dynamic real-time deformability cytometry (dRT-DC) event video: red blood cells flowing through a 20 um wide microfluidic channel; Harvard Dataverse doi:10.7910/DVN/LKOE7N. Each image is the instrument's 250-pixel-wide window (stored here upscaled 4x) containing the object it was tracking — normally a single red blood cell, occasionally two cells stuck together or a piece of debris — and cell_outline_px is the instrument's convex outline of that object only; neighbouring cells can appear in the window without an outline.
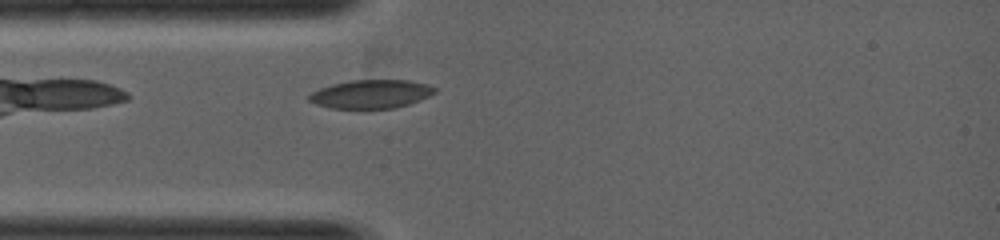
{"species": "common noctule bat (a hibernating species)", "species_latin": "Nyctalus noctula", "temperature_condition": "warm", "stored_images_in_passage": 26, "camera_frame_rate_fps": 5000, "um_per_image_px": 0.085, "animal": {"sex": "female", "body_mass_g": 19.0, "forearm_length_mm": 53.3}, "frame": {"image": 1, "passage_image": 3, "time_ms": 0.4, "image_size_px": [1000, 240], "cell_outline_px": [[440, 88], [436, 92], [428, 96], [408, 104], [396, 108], [332, 108], [316, 104], [308, 100], [308, 96], [312, 92], [320, 88], [332, 84], [348, 80], [408, 80], [428, 84]], "centroid_in_image_um": [31.56, 7.98], "position_along_channel_um": 53.4, "area_um2": 20.92}}
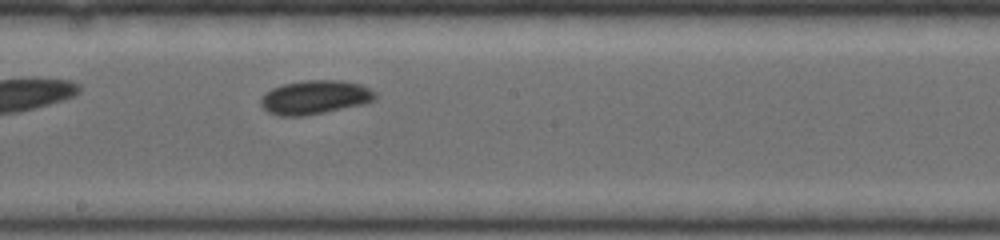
{"frame": {"image": 2, "passage_image": 13, "time_ms": 2.4, "image_size_px": [1000, 240], "cell_outline_px": [[376, 100], [364, 104], [308, 116], [280, 116], [268, 112], [260, 104], [260, 100], [272, 88], [284, 84], [304, 80], [340, 80], [360, 84], [376, 92]], "centroid_in_image_um": [26.8, 8.28], "position_along_channel_um": 221.4, "area_um2": 22.66}}
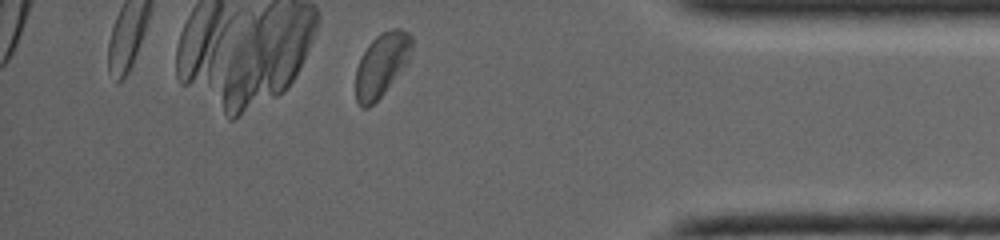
{"frame": {"image": 3, "passage_image": 25, "time_ms": 4.8, "image_size_px": [1000, 240], "cell_outline_px": [[412, 52], [408, 64], [384, 92], [368, 108], [360, 108], [356, 100], [356, 68], [368, 44], [380, 32], [392, 28], [400, 28], [408, 32], [412, 36]], "centroid_in_image_um": [32.46, 5.48], "position_along_channel_um": 402.7, "area_um2": 20.92}}